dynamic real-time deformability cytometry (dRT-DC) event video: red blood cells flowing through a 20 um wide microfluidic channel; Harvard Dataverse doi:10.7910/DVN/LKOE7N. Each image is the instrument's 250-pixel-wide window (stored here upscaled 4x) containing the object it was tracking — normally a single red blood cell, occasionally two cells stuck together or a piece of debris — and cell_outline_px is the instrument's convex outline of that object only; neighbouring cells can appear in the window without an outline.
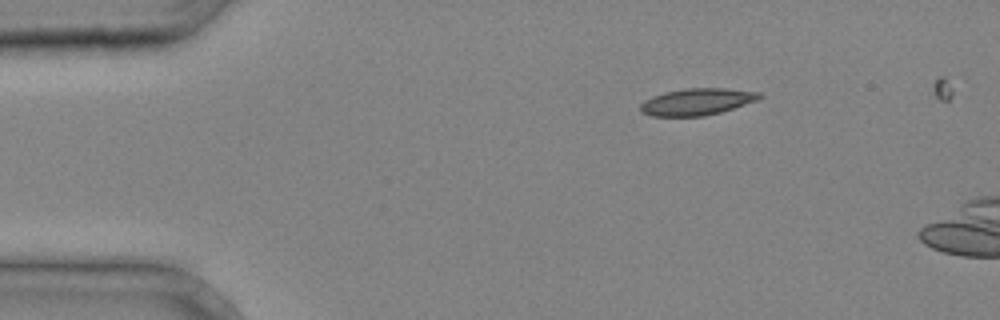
{"species": "common noctule bat (a hibernating species)", "species_latin": "Nyctalus noctula", "temperature_condition": "cold", "stored_images_in_passage": 4, "segment_of_instrument_passage": [2, 2], "camera_frame_rate_fps": 3000, "um_per_image_px": 0.085, "animal": {"sex": "male", "body_mass_g": 20.4}, "frame": {"image": 1, "passage_image": 4, "time_ms": 1.0, "image_size_px": [1000, 320], "cell_outline_px": [[764, 96], [756, 100], [720, 112], [704, 116], [652, 116], [640, 112], [640, 104], [644, 100], [652, 96], [664, 92], [684, 88], [724, 88], [760, 92]], "centroid_in_image_um": [59.2, 8.64], "position_along_channel_um": 25.8, "area_um2": 18.55}}